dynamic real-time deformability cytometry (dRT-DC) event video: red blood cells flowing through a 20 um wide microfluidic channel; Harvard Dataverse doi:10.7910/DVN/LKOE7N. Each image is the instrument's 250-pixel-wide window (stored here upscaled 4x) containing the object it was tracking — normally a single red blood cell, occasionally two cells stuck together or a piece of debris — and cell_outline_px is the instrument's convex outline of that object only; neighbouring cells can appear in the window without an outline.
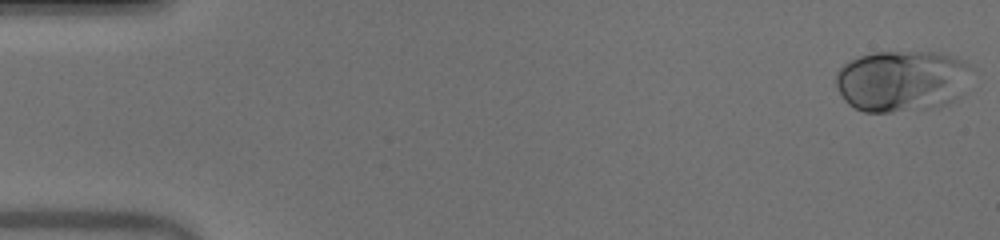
{"species": "human", "species_latin": "Homo sapiens", "temperature_condition": "warm", "stored_images_in_passage": 51, "camera_frame_rate_fps": 3000, "um_per_image_px": 0.085, "donor": {"sex": "male"}, "frame": {"image": 1, "passage_image": 1, "time_ms": 0.0, "image_size_px": [1000, 240], "cell_outline_px": [[972, 68], [960, 96], [956, 100], [948, 104], [932, 108], [892, 112], [864, 112], [848, 104], [844, 100], [836, 88], [836, 72], [848, 60], [872, 52], [932, 52], [952, 56], [968, 64]], "centroid_in_image_um": [76.63, 6.89], "position_along_channel_um": 8.4, "area_um2": 48.78}}
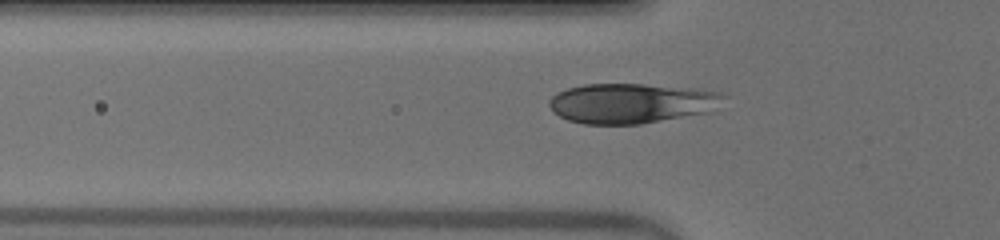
{"frame": {"image": 2, "passage_image": 17, "time_ms": 5.333, "image_size_px": [1000, 240], "cell_outline_px": [[728, 96], [708, 112], [640, 124], [584, 124], [568, 120], [552, 112], [548, 104], [548, 100], [556, 92], [568, 88], [584, 84], [644, 84], [700, 88], [720, 92]], "centroid_in_image_um": [53.65, 8.76], "position_along_channel_um": 72.2, "area_um2": 40.86}}
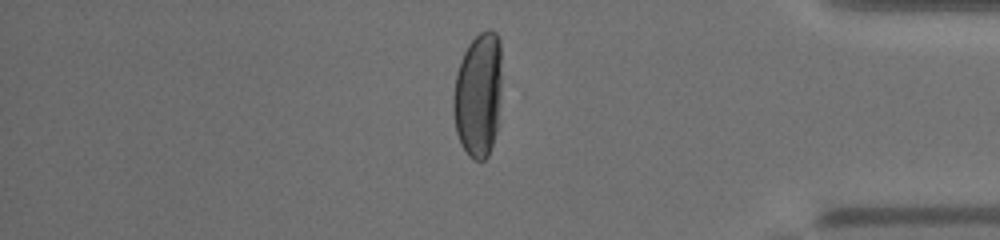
{"frame": {"image": 3, "passage_image": 43, "time_ms": 14.0, "image_size_px": [1000, 240], "cell_outline_px": [[500, 92], [496, 132], [488, 156], [484, 160], [472, 160], [468, 156], [460, 144], [456, 132], [452, 108], [452, 96], [456, 72], [460, 60], [468, 44], [480, 32], [488, 28], [496, 32], [500, 40]], "centroid_in_image_um": [40.62, 8.06], "position_along_channel_um": 394.6, "area_um2": 35.55}}